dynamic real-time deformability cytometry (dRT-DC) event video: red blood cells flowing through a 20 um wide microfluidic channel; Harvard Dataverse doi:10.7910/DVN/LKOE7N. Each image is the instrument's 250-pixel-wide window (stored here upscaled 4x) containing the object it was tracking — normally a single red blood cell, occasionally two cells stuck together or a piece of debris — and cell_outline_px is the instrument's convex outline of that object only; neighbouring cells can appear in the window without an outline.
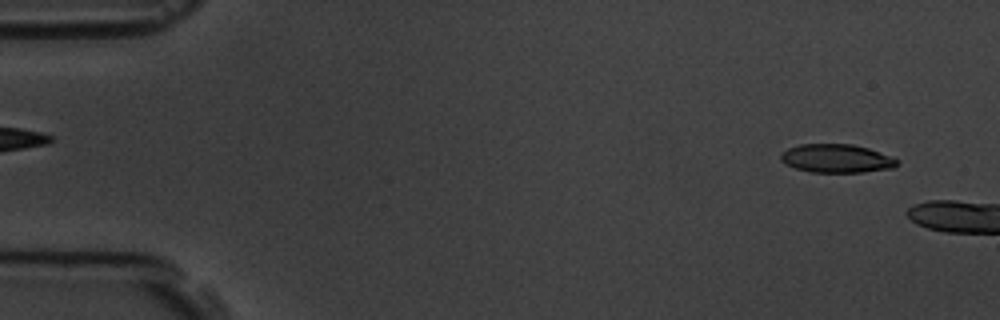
{"species": "common noctule bat (a hibernating species)", "species_latin": "Nyctalus noctula", "temperature_condition": "room temperature", "stored_images_in_passage": 2, "camera_frame_rate_fps": 3000, "um_per_image_px": 0.085, "animal": {"sex": "male", "body_mass_g": 19.5, "forearm_length_mm": 54.6}, "frame": {"image": 1, "passage_image": 2, "time_ms": 1.333, "image_size_px": [1000, 320], "cell_outline_px": [[900, 160], [892, 168], [864, 172], [812, 172], [796, 168], [784, 164], [780, 160], [780, 152], [788, 148], [800, 144], [852, 144], [868, 148], [892, 156]], "centroid_in_image_um": [71.08, 13.46], "position_along_channel_um": 13.9, "area_um2": 19.42}}